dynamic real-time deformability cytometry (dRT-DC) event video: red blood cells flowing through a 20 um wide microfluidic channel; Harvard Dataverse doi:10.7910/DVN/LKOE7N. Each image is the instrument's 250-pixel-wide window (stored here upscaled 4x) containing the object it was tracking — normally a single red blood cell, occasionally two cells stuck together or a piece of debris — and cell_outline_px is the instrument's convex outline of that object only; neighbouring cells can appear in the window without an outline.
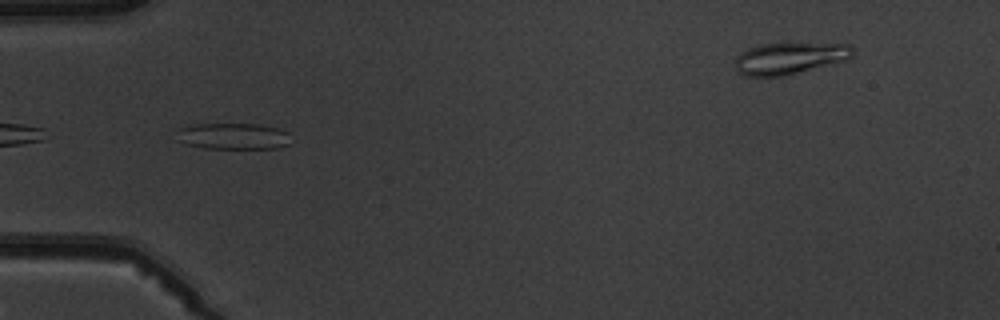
{"species": "common noctule bat (a hibernating species)", "species_latin": "Nyctalus noctula", "temperature_condition": "warm", "stored_images_in_passage": 3, "camera_frame_rate_fps": 3000, "um_per_image_px": 0.085, "animal": {"sex": "male", "body_mass_g": 19.5, "forearm_length_mm": 54.6}, "frame": {"image": 1, "passage_image": 1, "time_ms": 0.0, "image_size_px": [1000, 320], "cell_outline_px": [[292, 144], [276, 148], [204, 148], [184, 144], [176, 140], [180, 128], [192, 124], [260, 124], [280, 128], [288, 132]], "centroid_in_image_um": [19.85, 11.57], "position_along_channel_um": 65.1, "area_um2": 17.74}}
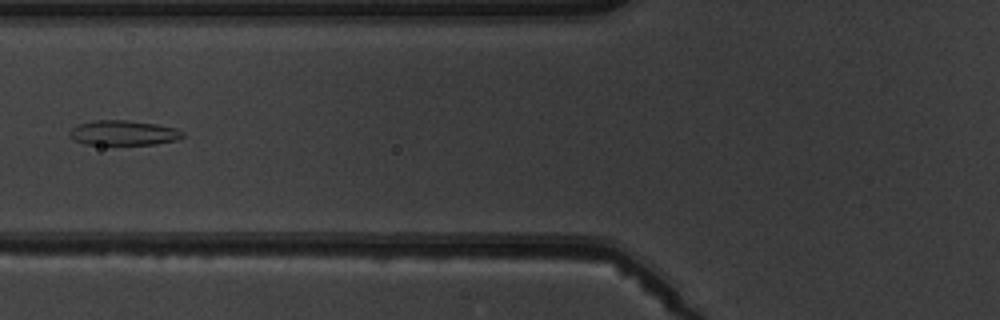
{"frame": {"image": 2, "passage_image": 2, "time_ms": 1.333, "image_size_px": [1000, 320], "cell_outline_px": [[184, 136], [176, 140], [156, 144], [84, 144], [72, 140], [68, 136], [68, 132], [76, 124], [96, 120], [124, 120], [156, 124], [176, 128], [184, 132]], "centroid_in_image_um": [10.45, 11.29], "position_along_channel_um": 115.4, "area_um2": 16.47}}
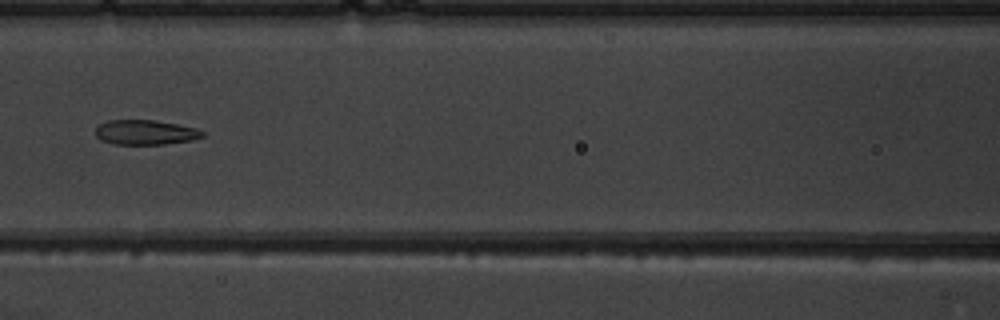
{"frame": {"image": 3, "passage_image": 3, "time_ms": 2.333, "image_size_px": [1000, 320], "cell_outline_px": [[204, 136], [192, 140], [164, 144], [112, 144], [100, 140], [96, 136], [96, 128], [100, 124], [108, 120], [156, 120], [196, 128], [204, 132]], "centroid_in_image_um": [12.34, 11.25], "position_along_channel_um": 154.3, "area_um2": 15.43}}